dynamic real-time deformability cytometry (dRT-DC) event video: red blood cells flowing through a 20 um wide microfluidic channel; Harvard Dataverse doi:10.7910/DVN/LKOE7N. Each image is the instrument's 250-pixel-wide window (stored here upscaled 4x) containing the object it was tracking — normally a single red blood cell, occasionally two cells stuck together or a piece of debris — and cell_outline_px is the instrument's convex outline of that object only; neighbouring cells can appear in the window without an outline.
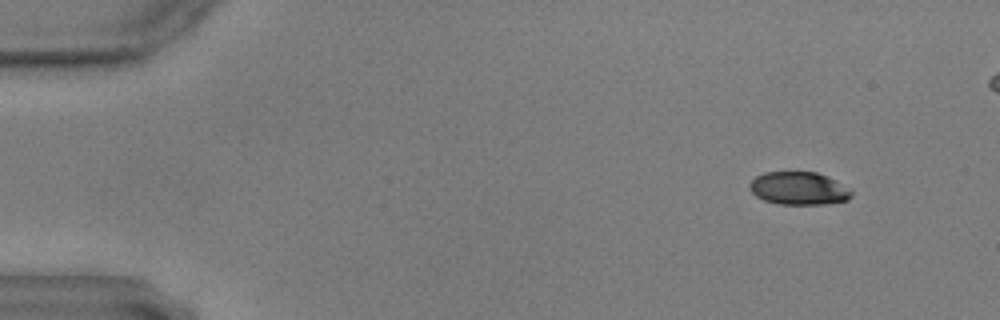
{"species": "common noctule bat (a hibernating species)", "species_latin": "Nyctalus noctula", "temperature_condition": "warm", "stored_images_in_passage": 49, "camera_frame_rate_fps": 3000, "um_per_image_px": 0.085, "animal": {"sex": "male", "body_mass_g": 17.9, "forearm_length_mm": 54.2}, "frame": {"image": 1, "passage_image": 6, "time_ms": 1.667, "image_size_px": [1000, 320], "cell_outline_px": [[852, 196], [848, 200], [824, 204], [776, 204], [764, 200], [756, 196], [748, 188], [748, 184], [756, 176], [764, 172], [816, 172], [852, 188]], "centroid_in_image_um": [67.89, 16.02], "position_along_channel_um": 17.1, "area_um2": 19.65}}
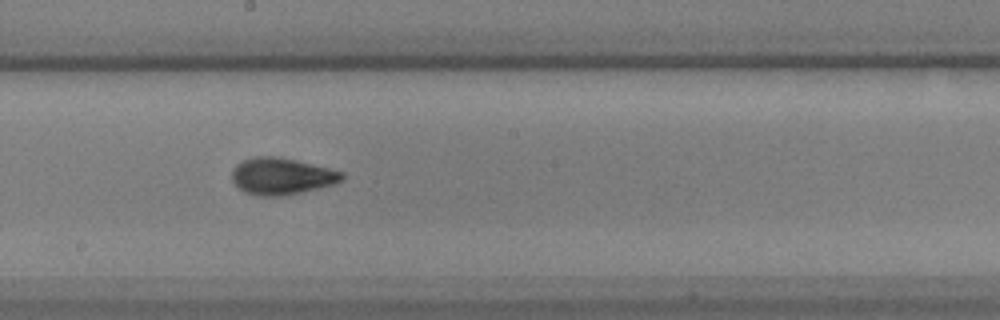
{"frame": {"image": 2, "passage_image": 33, "time_ms": 10.667, "image_size_px": [1000, 320], "cell_outline_px": [[344, 180], [332, 184], [284, 196], [256, 196], [244, 192], [232, 180], [232, 172], [236, 164], [252, 156], [276, 156], [296, 160], [344, 172]], "centroid_in_image_um": [23.92, 14.97], "position_along_channel_um": 224.3, "area_um2": 23.47}}
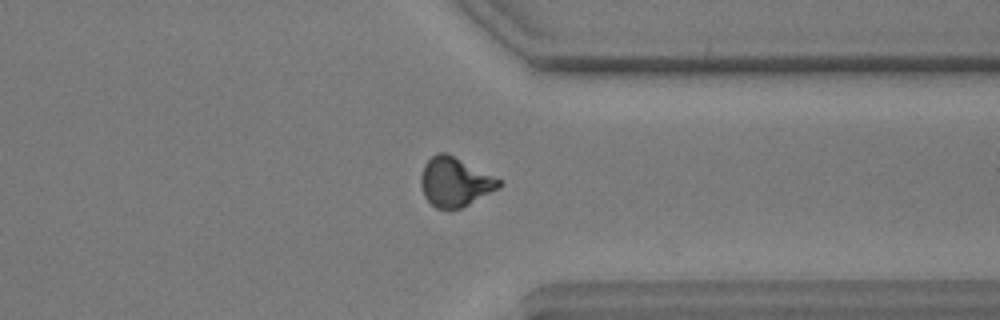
{"frame": {"image": 3, "passage_image": 46, "time_ms": 15.0, "image_size_px": [1000, 320], "cell_outline_px": [[504, 184], [500, 188], [460, 208], [448, 212], [436, 208], [424, 196], [420, 184], [420, 176], [424, 164], [436, 152], [448, 152], [504, 180]], "centroid_in_image_um": [38.69, 15.46], "position_along_channel_um": 372.7, "area_um2": 23.06}}